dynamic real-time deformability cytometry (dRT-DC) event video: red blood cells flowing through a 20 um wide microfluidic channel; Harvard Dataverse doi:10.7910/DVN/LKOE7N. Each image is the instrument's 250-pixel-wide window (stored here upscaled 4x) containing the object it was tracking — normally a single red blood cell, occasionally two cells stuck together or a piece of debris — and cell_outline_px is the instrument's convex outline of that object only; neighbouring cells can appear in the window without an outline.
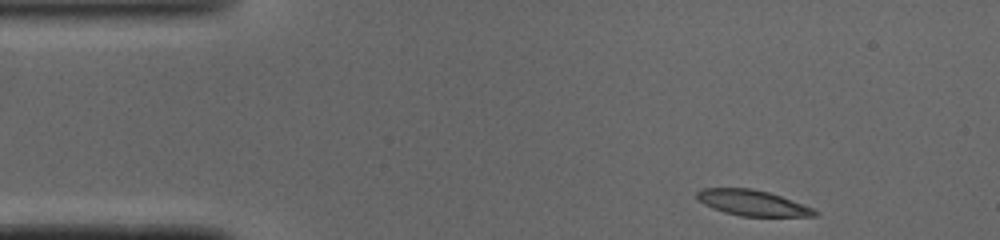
{"species": "common noctule bat (a hibernating species)", "species_latin": "Nyctalus noctula", "temperature_condition": "cold", "stored_images_in_passage": 44, "camera_frame_rate_fps": 3000, "um_per_image_px": 0.085, "animal": {"sex": "male", "body_mass_g": 19.0, "forearm_length_mm": 50.8}, "frame": {"image": 1, "passage_image": 1, "time_ms": 0.0, "image_size_px": [1000, 240], "cell_outline_px": [[820, 216], [740, 216], [724, 212], [712, 208], [696, 200], [696, 192], [700, 188], [752, 188], [768, 192], [780, 196], [812, 208], [820, 212]], "centroid_in_image_um": [63.92, 17.24], "position_along_channel_um": 21.1, "area_um2": 17.63}}
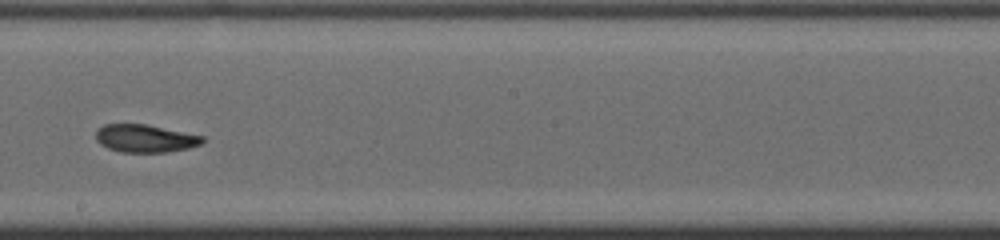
{"frame": {"image": 2, "passage_image": 22, "time_ms": 7.0, "image_size_px": [1000, 240], "cell_outline_px": [[204, 140], [200, 144], [188, 148], [168, 152], [120, 152], [108, 148], [100, 144], [96, 140], [96, 132], [104, 124], [148, 124], [204, 136]], "centroid_in_image_um": [12.34, 11.76], "position_along_channel_um": 235.9, "area_um2": 17.28}}
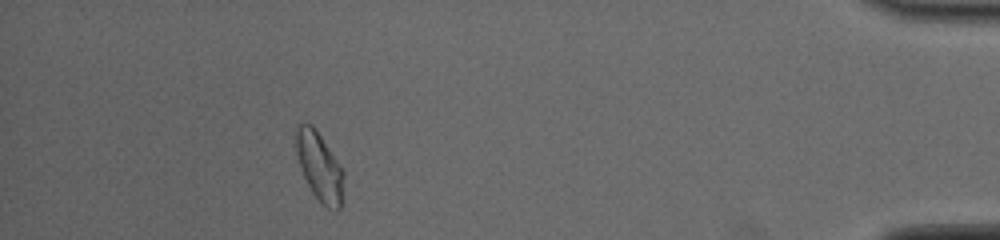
{"frame": {"image": 3, "passage_image": 39, "time_ms": 12.667, "image_size_px": [1000, 240], "cell_outline_px": [[344, 176], [340, 208], [336, 212], [320, 204], [312, 192], [304, 176], [296, 152], [296, 124], [312, 124], [316, 128], [340, 164], [344, 172]], "centroid_in_image_um": [27.17, 14.17], "position_along_channel_um": 408.0, "area_um2": 19.07}, "authors_computed_cell_mechanics": {"area_um2": 18.2648, "velocity_mm_per_s": 4.0807, "shape_relaxation_time_tau1_ms": 5.1705, "shape_relaxation_time_tau2_ms": null, "deformation_change_tau1": 0.178, "deformation_change_tau2": null}}